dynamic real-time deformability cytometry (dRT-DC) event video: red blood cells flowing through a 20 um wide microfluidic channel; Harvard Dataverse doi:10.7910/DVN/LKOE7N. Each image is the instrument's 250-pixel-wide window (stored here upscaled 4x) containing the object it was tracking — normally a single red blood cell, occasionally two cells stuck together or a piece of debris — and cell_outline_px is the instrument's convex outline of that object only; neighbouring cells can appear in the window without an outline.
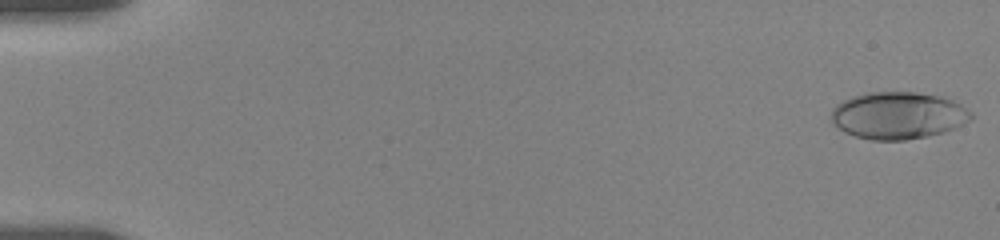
{"species": "human", "species_latin": "Homo sapiens", "temperature_condition": "room temperature", "stored_images_in_passage": 30, "camera_frame_rate_fps": 3000, "um_per_image_px": 0.085, "donor": {"sex": "female"}, "frame": {"image": 1, "passage_image": 1, "time_ms": 0.0, "image_size_px": [1000, 240], "cell_outline_px": [[972, 120], [944, 132], [928, 136], [904, 140], [872, 140], [856, 136], [844, 132], [832, 120], [832, 108], [836, 104], [844, 100], [868, 92], [916, 92], [940, 96], [952, 100], [960, 104], [972, 112]], "centroid_in_image_um": [76.37, 9.81], "position_along_channel_um": 8.6, "area_um2": 38.21}}
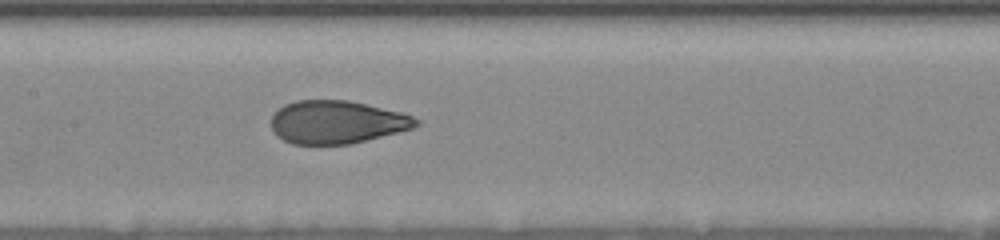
{"frame": {"image": 2, "passage_image": 17, "time_ms": 9.0, "image_size_px": [1000, 240], "cell_outline_px": [[420, 124], [412, 128], [352, 144], [292, 144], [276, 136], [272, 132], [272, 116], [284, 104], [296, 100], [348, 100], [404, 112], [420, 120]], "centroid_in_image_um": [28.64, 10.37], "position_along_channel_um": 178.8, "area_um2": 36.47}}
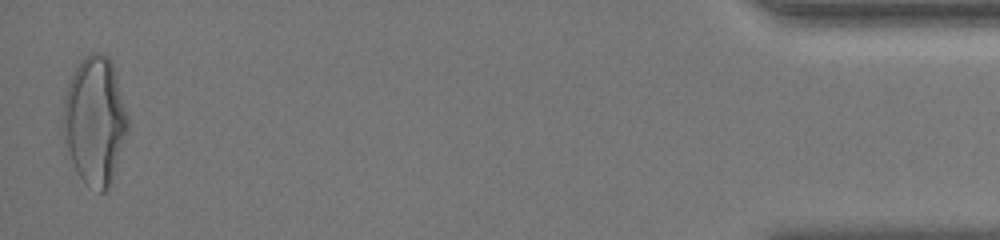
{"frame": {"image": 3, "passage_image": 30, "time_ms": 18.0, "image_size_px": [1000, 240], "cell_outline_px": [[128, 128], [108, 188], [104, 192], [100, 192], [84, 180], [80, 176], [72, 160], [64, 140], [64, 96], [68, 84], [80, 60], [84, 56], [92, 52], [100, 52], [108, 56], [112, 64], [128, 116]], "centroid_in_image_um": [8.06, 10.19], "position_along_channel_um": 427.1, "area_um2": 46.99}, "authors_computed_cell_mechanics": {"area_um2": 37.281, "velocity_mm_per_s": 3.6326, "shape_relaxation_time_tau1_ms": 5.1818, "shape_relaxation_time_tau2_ms": null, "deformation_change_tau1": 0.182, "deformation_change_tau2": null}}